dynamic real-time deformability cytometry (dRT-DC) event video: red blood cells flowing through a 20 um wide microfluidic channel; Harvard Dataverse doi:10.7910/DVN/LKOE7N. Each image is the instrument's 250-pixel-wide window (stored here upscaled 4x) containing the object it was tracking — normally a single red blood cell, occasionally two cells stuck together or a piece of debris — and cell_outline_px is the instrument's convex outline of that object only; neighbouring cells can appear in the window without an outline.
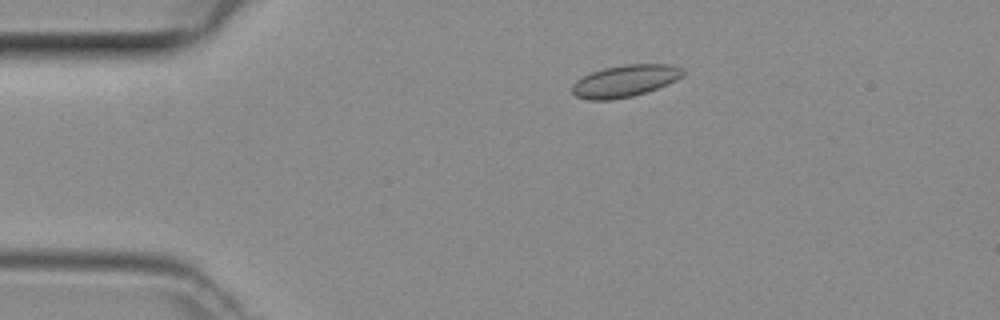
{"species": "common noctule bat (a hibernating species)", "species_latin": "Nyctalus noctula", "temperature_condition": "room temperature", "stored_images_in_passage": 46, "camera_frame_rate_fps": 3000, "um_per_image_px": 0.085, "animal": {"sex": "female", "body_mass_g": 29.2, "forearm_length_mm": 56.3}, "frame": {"image": 1, "passage_image": 7, "time_ms": 2.0, "image_size_px": [1000, 320], "cell_outline_px": [[684, 76], [668, 84], [632, 96], [608, 100], [588, 100], [576, 96], [572, 92], [572, 84], [576, 80], [592, 72], [604, 68], [624, 64], [668, 64], [680, 68], [684, 72]], "centroid_in_image_um": [53.11, 6.88], "position_along_channel_um": 31.9, "area_um2": 20.46}}
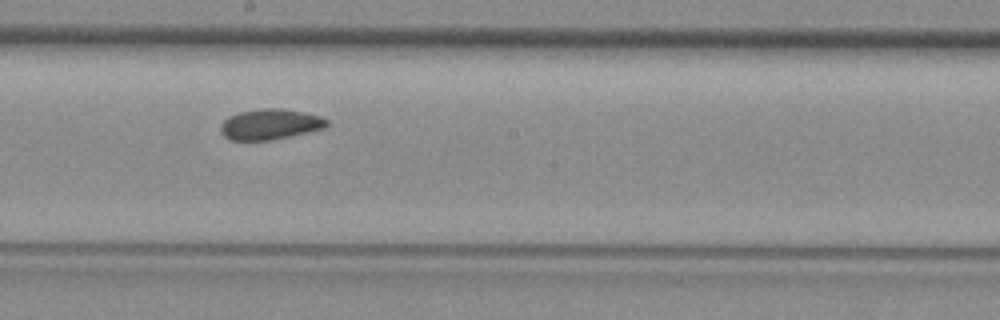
{"frame": {"image": 2, "passage_image": 24, "time_ms": 7.667, "image_size_px": [1000, 320], "cell_outline_px": [[328, 124], [324, 128], [272, 140], [228, 140], [220, 132], [220, 124], [228, 116], [240, 112], [264, 108], [284, 108], [304, 112], [320, 116], [328, 120]], "centroid_in_image_um": [22.93, 10.56], "position_along_channel_um": 225.3, "area_um2": 18.96}}
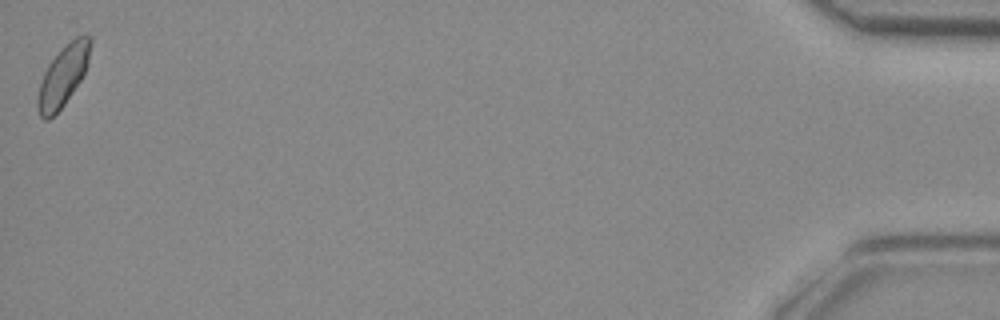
{"frame": {"image": 3, "passage_image": 46, "time_ms": 15.0, "image_size_px": [1000, 320], "cell_outline_px": [[92, 40], [88, 64], [80, 80], [64, 104], [48, 120], [44, 120], [40, 116], [36, 104], [36, 100], [40, 84], [44, 72], [48, 64], [76, 36], [92, 36]], "centroid_in_image_um": [5.35, 6.47], "position_along_channel_um": 429.8, "area_um2": 18.15}}